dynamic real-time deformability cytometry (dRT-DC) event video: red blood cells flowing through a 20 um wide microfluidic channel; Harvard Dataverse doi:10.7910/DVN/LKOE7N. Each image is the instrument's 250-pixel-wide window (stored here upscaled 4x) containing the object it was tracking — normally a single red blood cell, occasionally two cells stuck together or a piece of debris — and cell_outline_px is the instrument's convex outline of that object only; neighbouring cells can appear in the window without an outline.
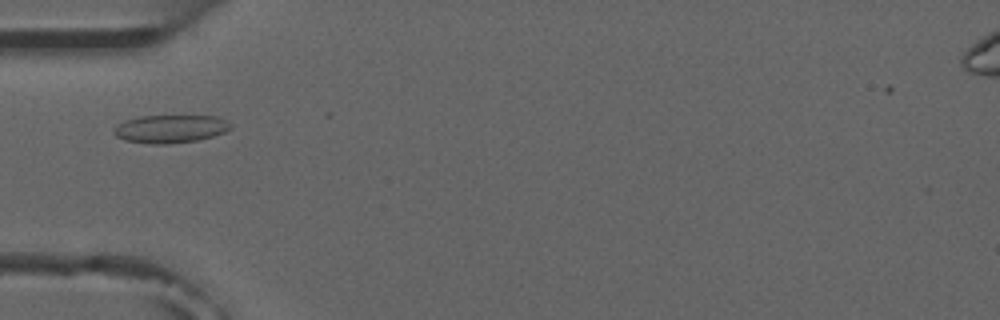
{"species": "common noctule bat (a hibernating species)", "species_latin": "Nyctalus noctula", "temperature_condition": "room temperature", "stored_images_in_passage": 1, "camera_frame_rate_fps": 3000, "um_per_image_px": 0.085, "animal": {"sex": "male", "forearm_length_mm": 52.5}, "frame": {"image": 1, "passage_image": 1, "time_ms": 0.0, "image_size_px": [1000, 320], "cell_outline_px": [[232, 128], [224, 132], [212, 136], [196, 140], [168, 144], [152, 144], [124, 140], [116, 136], [112, 132], [112, 128], [124, 120], [140, 116], [220, 116], [232, 124]], "centroid_in_image_um": [14.46, 10.94], "position_along_channel_um": 70.5, "area_um2": 19.19}}